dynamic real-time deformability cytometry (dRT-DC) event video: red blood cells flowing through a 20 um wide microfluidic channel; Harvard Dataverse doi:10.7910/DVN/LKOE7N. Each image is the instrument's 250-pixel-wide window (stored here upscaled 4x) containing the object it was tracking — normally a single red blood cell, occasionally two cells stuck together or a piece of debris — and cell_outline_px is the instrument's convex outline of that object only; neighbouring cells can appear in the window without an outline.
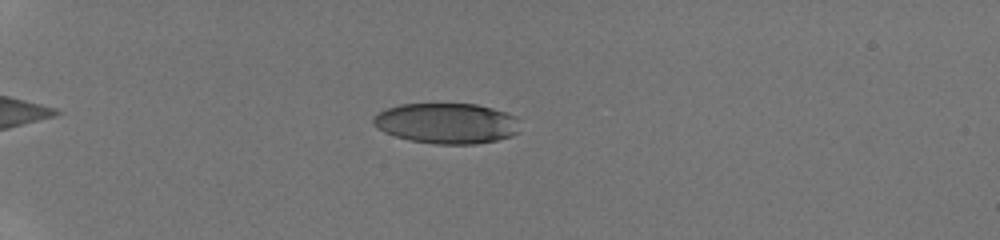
{"species": "human", "species_latin": "Homo sapiens", "temperature_condition": "room temperature", "stored_images_in_passage": 44, "camera_frame_rate_fps": 3000, "um_per_image_px": 0.085, "donor": {"sex": "male"}, "frame": {"image": 1, "passage_image": 13, "time_ms": 3.667, "image_size_px": [1000, 240], "cell_outline_px": [[516, 132], [512, 136], [496, 140], [476, 144], [436, 144], [408, 140], [384, 132], [376, 128], [372, 124], [372, 116], [388, 108], [400, 104], [476, 104], [492, 108], [516, 116]], "centroid_in_image_um": [37.9, 10.48], "position_along_channel_um": 47.1, "area_um2": 34.51}}
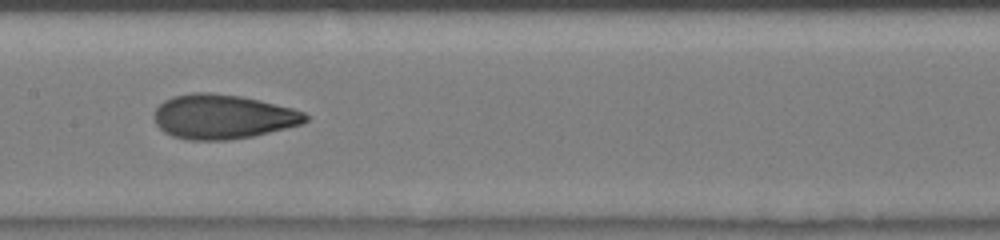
{"frame": {"image": 2, "passage_image": 25, "time_ms": 8.333, "image_size_px": [1000, 240], "cell_outline_px": [[308, 120], [304, 124], [252, 136], [228, 140], [188, 140], [172, 136], [164, 132], [156, 124], [152, 116], [156, 108], [164, 100], [172, 96], [192, 92], [208, 92], [240, 96], [292, 108], [304, 112], [308, 116]], "centroid_in_image_um": [18.91, 9.92], "position_along_channel_um": 188.5, "area_um2": 39.3}}
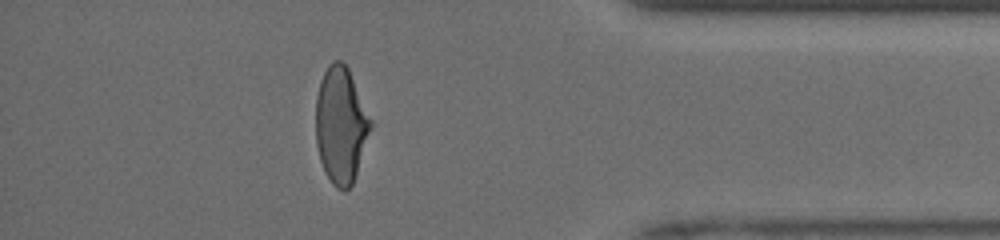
{"frame": {"image": 3, "passage_image": 42, "time_ms": 14.0, "image_size_px": [1000, 240], "cell_outline_px": [[372, 128], [352, 184], [344, 192], [336, 188], [332, 184], [324, 172], [320, 160], [316, 144], [316, 96], [320, 80], [328, 64], [332, 60], [340, 60], [348, 68], [372, 120]], "centroid_in_image_um": [28.96, 10.63], "position_along_channel_um": 406.2, "area_um2": 37.28}, "authors_computed_cell_mechanics": {"area_um2": 37.6856, "velocity_mm_per_s": 4.201, "shape_relaxation_time_tau1_ms": 4.6093, "shape_relaxation_time_tau2_ms": 1.2726, "deformation_change_tau1": 0.214, "deformation_change_tau2": 0.0773}}